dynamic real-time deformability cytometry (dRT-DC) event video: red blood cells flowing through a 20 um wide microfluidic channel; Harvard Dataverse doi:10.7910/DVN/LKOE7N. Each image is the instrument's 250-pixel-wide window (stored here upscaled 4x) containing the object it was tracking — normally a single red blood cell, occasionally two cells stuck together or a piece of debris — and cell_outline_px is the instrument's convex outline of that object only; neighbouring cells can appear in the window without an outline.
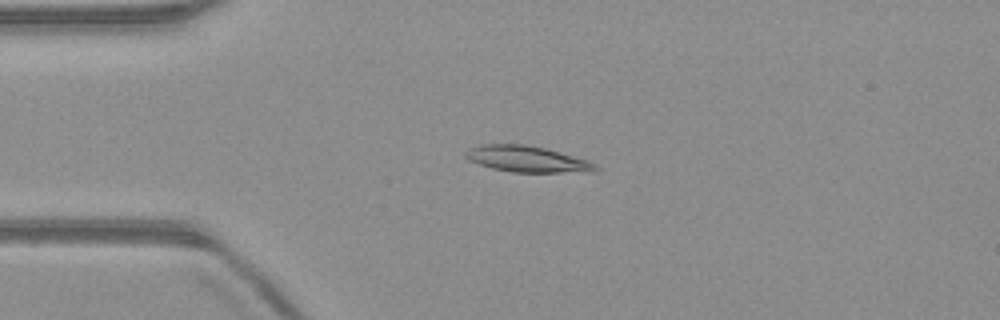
{"species": "common noctule bat (a hibernating species)", "species_latin": "Nyctalus noctula", "temperature_condition": "warm", "stored_images_in_passage": 40, "camera_frame_rate_fps": 3000, "um_per_image_px": 0.085, "animal": {"sex": "male", "body_mass_g": 23.1, "forearm_length_mm": 52.7}, "frame": {"image": 1, "passage_image": 1, "time_ms": 0.0, "image_size_px": [1000, 320], "cell_outline_px": [[600, 168], [592, 172], [512, 172], [492, 168], [468, 160], [464, 156], [464, 152], [468, 148], [480, 144], [524, 144], [544, 148], [588, 160], [596, 164]], "centroid_in_image_um": [44.78, 13.52], "position_along_channel_um": 40.2, "area_um2": 19.83}}
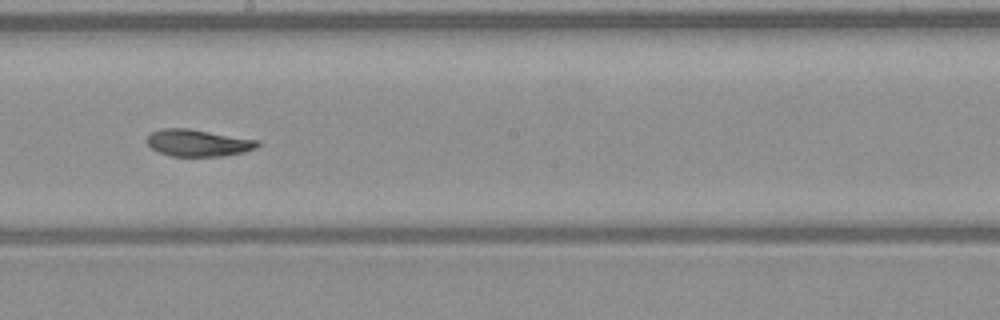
{"frame": {"image": 2, "passage_image": 17, "time_ms": 5.333, "image_size_px": [1000, 320], "cell_outline_px": [[260, 144], [256, 148], [244, 152], [220, 156], [172, 156], [160, 152], [152, 148], [148, 144], [148, 136], [152, 132], [160, 128], [188, 128], [260, 140]], "centroid_in_image_um": [16.87, 12.14], "position_along_channel_um": 231.3, "area_um2": 17.28}}
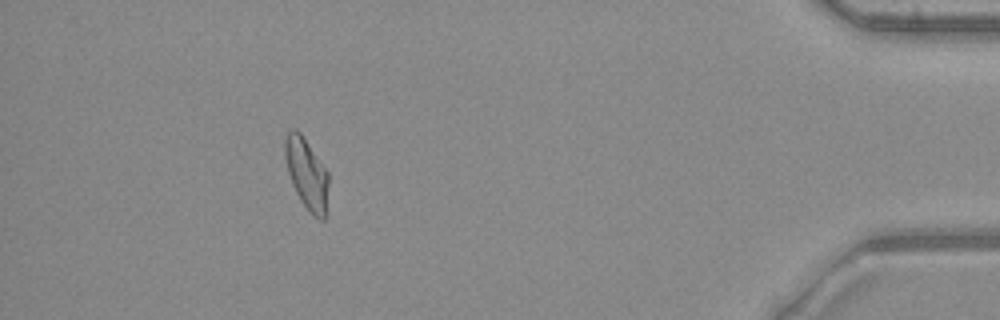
{"frame": {"image": 3, "passage_image": 35, "time_ms": 11.333, "image_size_px": [1000, 320], "cell_outline_px": [[328, 184], [324, 220], [320, 220], [312, 216], [300, 200], [292, 184], [288, 172], [284, 156], [284, 140], [288, 132], [292, 128], [296, 128], [300, 132], [328, 172]], "centroid_in_image_um": [26.04, 14.76], "position_along_channel_um": 409.2, "area_um2": 17.92}, "authors_computed_cell_mechanics": {"area_um2": 17.918, "velocity_mm_per_s": 4.0239, "shape_relaxation_time_tau1_ms": 8.6703, "shape_relaxation_time_tau2_ms": 4.6574, "deformation_change_tau1": 0.2317, "deformation_change_tau2": 0.1082}}